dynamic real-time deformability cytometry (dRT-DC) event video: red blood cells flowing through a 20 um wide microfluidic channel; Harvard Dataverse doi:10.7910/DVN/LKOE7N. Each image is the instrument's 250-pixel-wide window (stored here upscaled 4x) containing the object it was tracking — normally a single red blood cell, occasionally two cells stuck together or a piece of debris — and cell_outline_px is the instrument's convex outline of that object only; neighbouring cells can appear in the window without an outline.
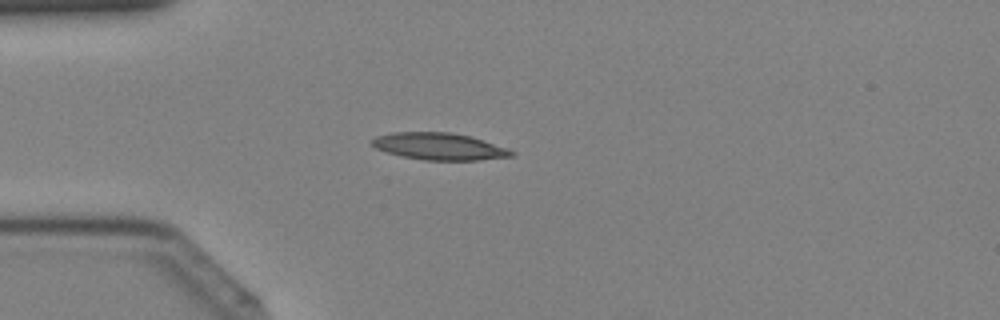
{"species": "Egyptian fruit bat (a non-hibernating species)", "species_latin": "Rousettus aegyptiacus", "temperature_condition": "cold", "stored_images_in_passage": 42, "camera_frame_rate_fps": 3000, "um_per_image_px": 0.085, "animal": {"sex": "female"}, "frame": {"image": 1, "passage_image": 12, "time_ms": 3.667, "image_size_px": [1000, 320], "cell_outline_px": [[516, 156], [480, 160], [424, 160], [404, 156], [388, 152], [376, 148], [368, 144], [376, 136], [392, 132], [452, 132], [472, 136], [508, 148], [516, 152]], "centroid_in_image_um": [37.38, 12.44], "position_along_channel_um": 47.6, "area_um2": 22.14}}
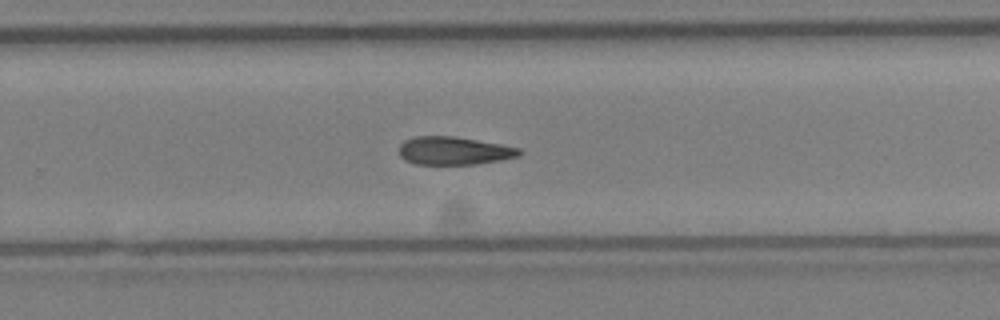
{"frame": {"image": 2, "passage_image": 28, "time_ms": 9.0, "image_size_px": [1000, 320], "cell_outline_px": [[524, 152], [520, 156], [500, 160], [476, 164], [416, 164], [404, 160], [400, 156], [400, 144], [404, 140], [416, 136], [452, 136], [500, 144], [520, 148]], "centroid_in_image_um": [38.6, 12.82], "position_along_channel_um": 291.2, "area_um2": 19.65}}
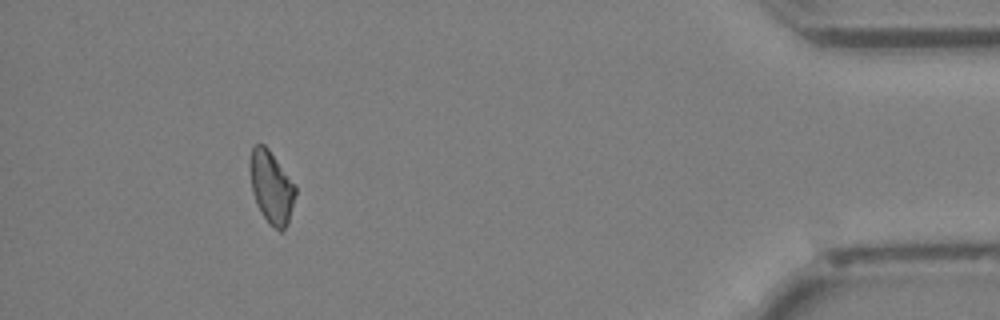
{"frame": {"image": 3, "passage_image": 39, "time_ms": 12.667, "image_size_px": [1000, 320], "cell_outline_px": [[296, 192], [288, 220], [284, 228], [280, 232], [264, 216], [252, 192], [248, 168], [248, 160], [252, 144], [264, 144], [268, 148], [296, 184]], "centroid_in_image_um": [23.03, 15.79], "position_along_channel_um": 412.2, "area_um2": 19.13}}